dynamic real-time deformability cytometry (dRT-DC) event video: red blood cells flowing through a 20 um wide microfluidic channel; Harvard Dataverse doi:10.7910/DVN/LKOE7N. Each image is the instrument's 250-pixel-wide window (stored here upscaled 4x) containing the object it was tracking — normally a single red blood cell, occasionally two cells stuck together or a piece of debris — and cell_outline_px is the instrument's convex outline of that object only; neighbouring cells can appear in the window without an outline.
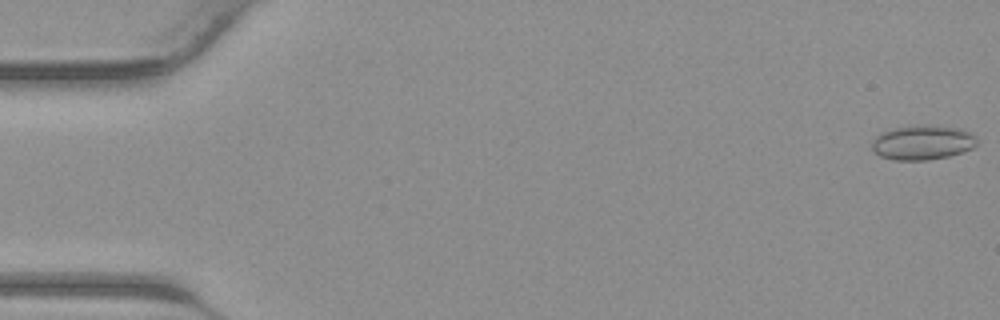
{"species": "common noctule bat (a hibernating species)", "species_latin": "Nyctalus noctula", "temperature_condition": "warm", "stored_images_in_passage": 43, "segment_of_instrument_passage": [1, 2], "camera_frame_rate_fps": 3000, "um_per_image_px": 0.085, "animal": {"sex": "male", "body_mass_g": 23.1, "forearm_length_mm": 52.7}, "frame": {"image": 1, "passage_image": 1, "time_ms": 0.0, "image_size_px": [1000, 320], "cell_outline_px": [[976, 144], [972, 148], [948, 156], [928, 160], [892, 160], [880, 156], [872, 152], [872, 140], [880, 132], [896, 128], [920, 124], [924, 124], [964, 128], [972, 132], [976, 136]], "centroid_in_image_um": [78.41, 12.1], "position_along_channel_um": 6.6, "area_um2": 21.5}}
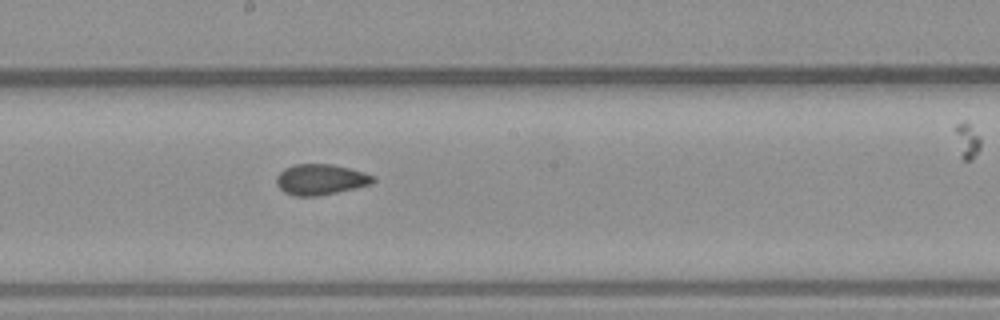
{"frame": {"image": 2, "passage_image": 23, "time_ms": 7.333, "image_size_px": [1000, 320], "cell_outline_px": [[376, 180], [372, 184], [336, 192], [316, 196], [296, 196], [284, 192], [276, 184], [276, 176], [284, 168], [296, 164], [332, 164], [364, 172], [376, 176]], "centroid_in_image_um": [27.26, 15.25], "position_along_channel_um": 220.9, "area_um2": 17.28}}
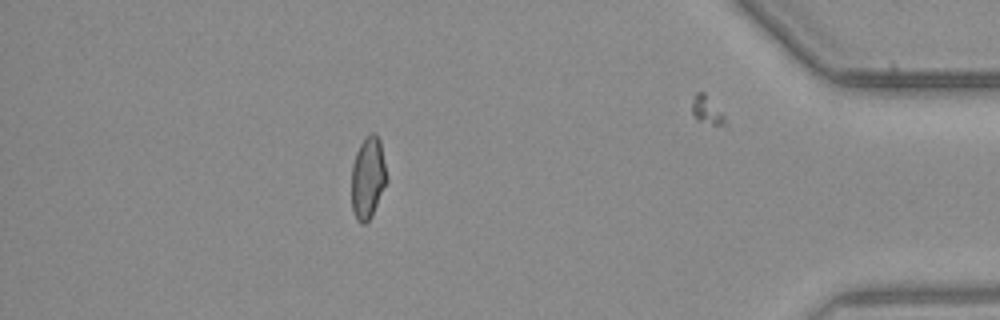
{"frame": {"image": 3, "passage_image": 37, "time_ms": 12.0, "image_size_px": [1000, 320], "cell_outline_px": [[388, 180], [372, 216], [364, 224], [360, 224], [356, 220], [352, 208], [352, 164], [356, 152], [360, 144], [372, 132], [380, 140], [388, 176]], "centroid_in_image_um": [31.28, 15.15], "position_along_channel_um": 403.9, "area_um2": 16.88}}